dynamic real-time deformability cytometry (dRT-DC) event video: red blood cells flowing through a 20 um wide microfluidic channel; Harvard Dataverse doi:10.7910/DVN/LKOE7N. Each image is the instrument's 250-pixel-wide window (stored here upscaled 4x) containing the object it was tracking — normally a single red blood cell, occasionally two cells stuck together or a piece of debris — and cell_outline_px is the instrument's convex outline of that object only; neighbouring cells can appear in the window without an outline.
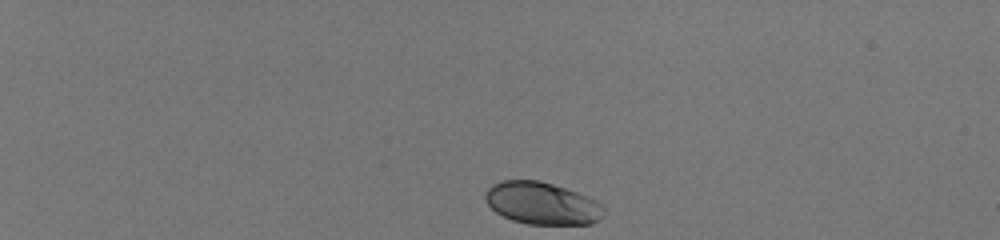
{"species": "human", "species_latin": "Homo sapiens", "temperature_condition": "room temperature", "stored_images_in_passage": 41, "camera_frame_rate_fps": 3000, "um_per_image_px": 0.085, "donor": {"sex": "male"}, "frame": {"image": 1, "passage_image": 1, "time_ms": 0.0, "image_size_px": [1000, 240], "cell_outline_px": [[604, 212], [600, 220], [592, 224], [528, 224], [512, 220], [496, 212], [488, 204], [484, 196], [484, 192], [492, 184], [504, 180], [540, 180], [588, 196], [604, 204]], "centroid_in_image_um": [46.09, 17.28], "position_along_channel_um": 38.9, "area_um2": 29.3}}
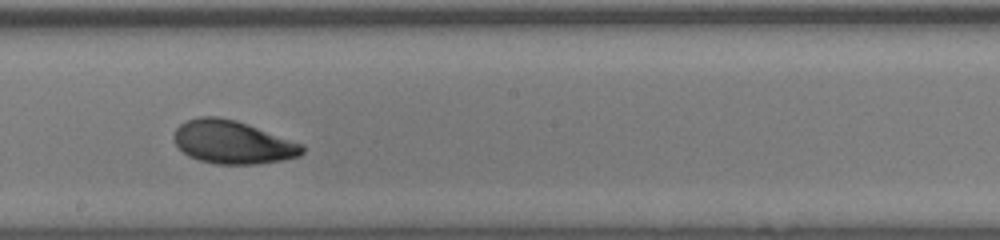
{"frame": {"image": 2, "passage_image": 24, "time_ms": 7.667, "image_size_px": [1000, 240], "cell_outline_px": [[304, 152], [300, 156], [284, 160], [256, 164], [216, 164], [200, 160], [188, 156], [176, 144], [176, 128], [180, 124], [188, 120], [200, 116], [216, 116], [236, 120], [248, 124], [304, 144]], "centroid_in_image_um": [19.83, 12.09], "position_along_channel_um": 228.4, "area_um2": 32.14}}
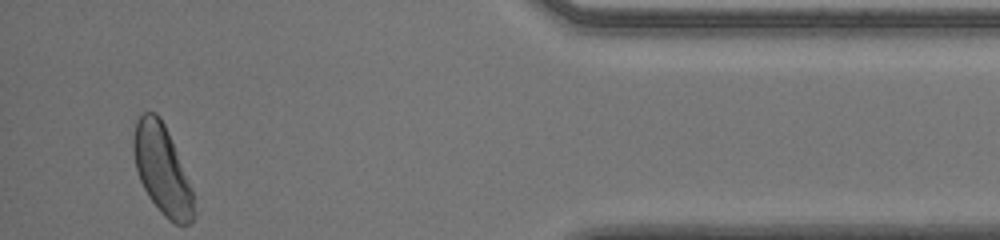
{"frame": {"image": 3, "passage_image": 41, "time_ms": 13.333, "image_size_px": [1000, 240], "cell_outline_px": [[196, 216], [188, 224], [176, 224], [168, 220], [160, 212], [148, 196], [140, 180], [136, 168], [132, 148], [132, 140], [136, 120], [144, 112], [156, 112], [160, 116], [164, 124], [192, 188], [196, 212]], "centroid_in_image_um": [13.78, 14.45], "position_along_channel_um": 421.4, "area_um2": 31.33}, "authors_computed_cell_mechanics": {"area_um2": 31.3276, "velocity_mm_per_s": 4.0021, "shape_relaxation_time_tau1_ms": 2.8085, "shape_relaxation_time_tau2_ms": 2.2821, "deformation_change_tau1": 0.103, "deformation_change_tau2": 0.0625}}